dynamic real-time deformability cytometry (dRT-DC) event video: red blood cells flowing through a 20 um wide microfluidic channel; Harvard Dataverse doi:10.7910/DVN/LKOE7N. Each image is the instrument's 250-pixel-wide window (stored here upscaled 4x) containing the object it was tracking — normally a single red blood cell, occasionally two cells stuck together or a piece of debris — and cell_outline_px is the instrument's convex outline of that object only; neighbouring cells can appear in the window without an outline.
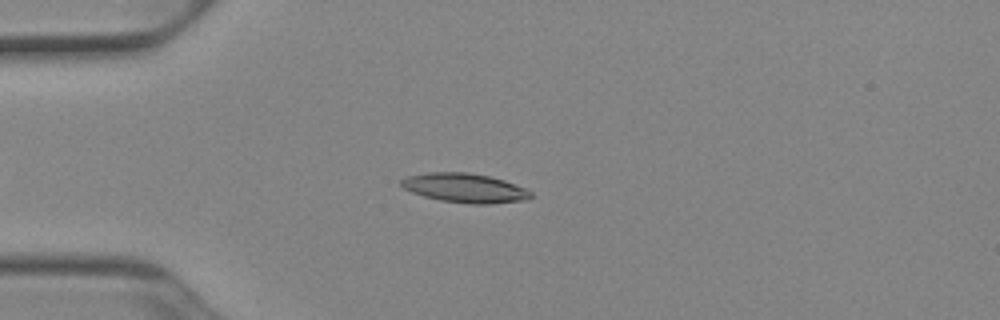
{"species": "Egyptian fruit bat (a non-hibernating species)", "species_latin": "Rousettus aegyptiacus", "temperature_condition": "cold", "stored_images_in_passage": 46, "camera_frame_rate_fps": 3000, "um_per_image_px": 0.085, "animal": {"sex": "female"}, "frame": {"image": 1, "passage_image": 12, "time_ms": 3.667, "image_size_px": [1000, 320], "cell_outline_px": [[532, 196], [528, 200], [492, 204], [468, 204], [440, 200], [424, 196], [412, 192], [404, 188], [400, 184], [400, 180], [408, 176], [428, 172], [468, 172], [488, 176], [504, 180], [524, 188], [532, 192]], "centroid_in_image_um": [39.52, 15.98], "position_along_channel_um": 45.5, "area_um2": 22.14}}
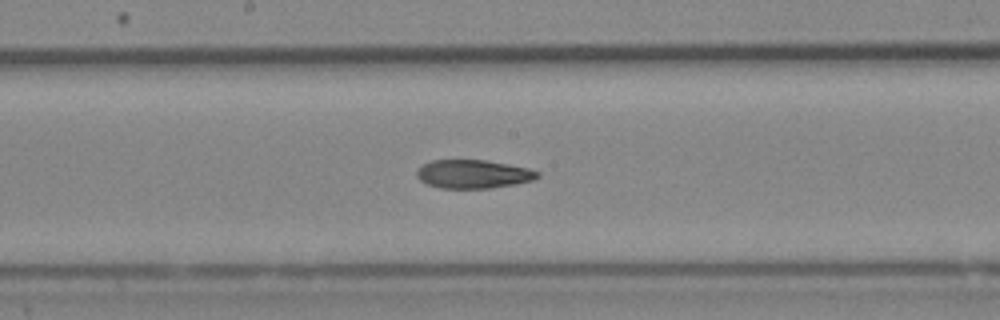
{"frame": {"image": 2, "passage_image": 26, "time_ms": 8.333, "image_size_px": [1000, 320], "cell_outline_px": [[540, 176], [532, 180], [516, 184], [492, 188], [440, 188], [428, 184], [420, 180], [416, 176], [416, 168], [432, 160], [484, 160], [508, 164], [528, 168], [540, 172]], "centroid_in_image_um": [40.21, 14.79], "position_along_channel_um": 208.0, "area_um2": 20.11}}
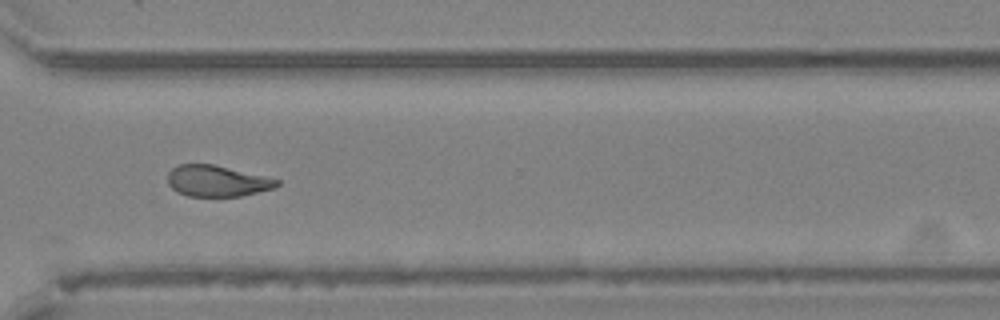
{"frame": {"image": 3, "passage_image": 37, "time_ms": 12.0, "image_size_px": [1000, 320], "cell_outline_px": [[280, 184], [276, 188], [240, 196], [188, 196], [176, 192], [168, 184], [168, 172], [172, 168], [180, 164], [212, 164], [264, 176], [280, 180]], "centroid_in_image_um": [18.44, 15.39], "position_along_channel_um": 352.2, "area_um2": 19.77}, "authors_computed_cell_mechanics": {"area_um2": 20.7213, "velocity_mm_per_s": 3.9255, "shape_relaxation_time_tau1_ms": 3.7024, "shape_relaxation_time_tau2_ms": 4.9426, "deformation_change_tau1": 0.154, "deformation_change_tau2": 0.1394}}